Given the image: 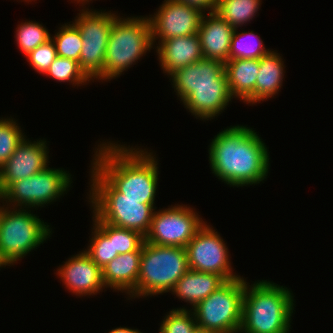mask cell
<instances>
[{
    "label": "cell",
    "mask_w": 333,
    "mask_h": 333,
    "mask_svg": "<svg viewBox=\"0 0 333 333\" xmlns=\"http://www.w3.org/2000/svg\"><path fill=\"white\" fill-rule=\"evenodd\" d=\"M257 132L230 126L212 139L208 153L212 173L229 186L260 184L268 176L269 153Z\"/></svg>",
    "instance_id": "obj_1"
},
{
    "label": "cell",
    "mask_w": 333,
    "mask_h": 333,
    "mask_svg": "<svg viewBox=\"0 0 333 333\" xmlns=\"http://www.w3.org/2000/svg\"><path fill=\"white\" fill-rule=\"evenodd\" d=\"M91 165L124 198L155 204L159 167L153 152L141 148L102 142Z\"/></svg>",
    "instance_id": "obj_2"
},
{
    "label": "cell",
    "mask_w": 333,
    "mask_h": 333,
    "mask_svg": "<svg viewBox=\"0 0 333 333\" xmlns=\"http://www.w3.org/2000/svg\"><path fill=\"white\" fill-rule=\"evenodd\" d=\"M287 287L261 280L249 285L245 279L241 333H289L295 304Z\"/></svg>",
    "instance_id": "obj_3"
},
{
    "label": "cell",
    "mask_w": 333,
    "mask_h": 333,
    "mask_svg": "<svg viewBox=\"0 0 333 333\" xmlns=\"http://www.w3.org/2000/svg\"><path fill=\"white\" fill-rule=\"evenodd\" d=\"M90 204L102 221L117 227L132 229L145 236L156 207L141 204V200L124 198L93 166L91 167Z\"/></svg>",
    "instance_id": "obj_4"
},
{
    "label": "cell",
    "mask_w": 333,
    "mask_h": 333,
    "mask_svg": "<svg viewBox=\"0 0 333 333\" xmlns=\"http://www.w3.org/2000/svg\"><path fill=\"white\" fill-rule=\"evenodd\" d=\"M153 47L148 16H116L111 27L104 60V73L98 78L110 81L136 64Z\"/></svg>",
    "instance_id": "obj_5"
},
{
    "label": "cell",
    "mask_w": 333,
    "mask_h": 333,
    "mask_svg": "<svg viewBox=\"0 0 333 333\" xmlns=\"http://www.w3.org/2000/svg\"><path fill=\"white\" fill-rule=\"evenodd\" d=\"M188 270L185 248L144 242L137 287L128 297L142 298L170 292Z\"/></svg>",
    "instance_id": "obj_6"
},
{
    "label": "cell",
    "mask_w": 333,
    "mask_h": 333,
    "mask_svg": "<svg viewBox=\"0 0 333 333\" xmlns=\"http://www.w3.org/2000/svg\"><path fill=\"white\" fill-rule=\"evenodd\" d=\"M49 227L31 210L6 206L0 219V264L15 265L43 244L52 234Z\"/></svg>",
    "instance_id": "obj_7"
},
{
    "label": "cell",
    "mask_w": 333,
    "mask_h": 333,
    "mask_svg": "<svg viewBox=\"0 0 333 333\" xmlns=\"http://www.w3.org/2000/svg\"><path fill=\"white\" fill-rule=\"evenodd\" d=\"M245 279L227 280L193 309L196 324L215 333H239Z\"/></svg>",
    "instance_id": "obj_8"
},
{
    "label": "cell",
    "mask_w": 333,
    "mask_h": 333,
    "mask_svg": "<svg viewBox=\"0 0 333 333\" xmlns=\"http://www.w3.org/2000/svg\"><path fill=\"white\" fill-rule=\"evenodd\" d=\"M71 176L64 169L47 166L35 175L11 183L0 194V201L13 208H41L68 191L72 183Z\"/></svg>",
    "instance_id": "obj_9"
},
{
    "label": "cell",
    "mask_w": 333,
    "mask_h": 333,
    "mask_svg": "<svg viewBox=\"0 0 333 333\" xmlns=\"http://www.w3.org/2000/svg\"><path fill=\"white\" fill-rule=\"evenodd\" d=\"M80 11L81 14L72 22L80 31L83 40L78 62L85 74L94 81L104 73L107 42L117 14L111 11H92L86 6Z\"/></svg>",
    "instance_id": "obj_10"
},
{
    "label": "cell",
    "mask_w": 333,
    "mask_h": 333,
    "mask_svg": "<svg viewBox=\"0 0 333 333\" xmlns=\"http://www.w3.org/2000/svg\"><path fill=\"white\" fill-rule=\"evenodd\" d=\"M193 210L190 206L175 204L164 210L154 211L145 242L185 248L205 223Z\"/></svg>",
    "instance_id": "obj_11"
},
{
    "label": "cell",
    "mask_w": 333,
    "mask_h": 333,
    "mask_svg": "<svg viewBox=\"0 0 333 333\" xmlns=\"http://www.w3.org/2000/svg\"><path fill=\"white\" fill-rule=\"evenodd\" d=\"M204 225L185 247L189 269L197 272L215 273L226 281L240 275L234 274L228 248L223 238L211 225Z\"/></svg>",
    "instance_id": "obj_12"
},
{
    "label": "cell",
    "mask_w": 333,
    "mask_h": 333,
    "mask_svg": "<svg viewBox=\"0 0 333 333\" xmlns=\"http://www.w3.org/2000/svg\"><path fill=\"white\" fill-rule=\"evenodd\" d=\"M203 11L177 0H164L156 14L148 16L152 43L198 34Z\"/></svg>",
    "instance_id": "obj_13"
},
{
    "label": "cell",
    "mask_w": 333,
    "mask_h": 333,
    "mask_svg": "<svg viewBox=\"0 0 333 333\" xmlns=\"http://www.w3.org/2000/svg\"><path fill=\"white\" fill-rule=\"evenodd\" d=\"M24 140L0 168V194L13 182L25 179L45 169L49 164L46 141Z\"/></svg>",
    "instance_id": "obj_14"
},
{
    "label": "cell",
    "mask_w": 333,
    "mask_h": 333,
    "mask_svg": "<svg viewBox=\"0 0 333 333\" xmlns=\"http://www.w3.org/2000/svg\"><path fill=\"white\" fill-rule=\"evenodd\" d=\"M57 271L65 288L80 297L95 295L105 289L102 268L85 251L70 257Z\"/></svg>",
    "instance_id": "obj_15"
},
{
    "label": "cell",
    "mask_w": 333,
    "mask_h": 333,
    "mask_svg": "<svg viewBox=\"0 0 333 333\" xmlns=\"http://www.w3.org/2000/svg\"><path fill=\"white\" fill-rule=\"evenodd\" d=\"M177 97L183 101L195 87L228 86L225 64L202 58L195 64L176 70L170 75Z\"/></svg>",
    "instance_id": "obj_16"
},
{
    "label": "cell",
    "mask_w": 333,
    "mask_h": 333,
    "mask_svg": "<svg viewBox=\"0 0 333 333\" xmlns=\"http://www.w3.org/2000/svg\"><path fill=\"white\" fill-rule=\"evenodd\" d=\"M209 15V16H208ZM203 14L198 37L203 58L214 59L226 63L234 28L214 11Z\"/></svg>",
    "instance_id": "obj_17"
},
{
    "label": "cell",
    "mask_w": 333,
    "mask_h": 333,
    "mask_svg": "<svg viewBox=\"0 0 333 333\" xmlns=\"http://www.w3.org/2000/svg\"><path fill=\"white\" fill-rule=\"evenodd\" d=\"M155 48L160 66L168 76L203 58L197 34L163 40Z\"/></svg>",
    "instance_id": "obj_18"
},
{
    "label": "cell",
    "mask_w": 333,
    "mask_h": 333,
    "mask_svg": "<svg viewBox=\"0 0 333 333\" xmlns=\"http://www.w3.org/2000/svg\"><path fill=\"white\" fill-rule=\"evenodd\" d=\"M142 251L119 254L103 268L106 288L130 294L137 287Z\"/></svg>",
    "instance_id": "obj_19"
},
{
    "label": "cell",
    "mask_w": 333,
    "mask_h": 333,
    "mask_svg": "<svg viewBox=\"0 0 333 333\" xmlns=\"http://www.w3.org/2000/svg\"><path fill=\"white\" fill-rule=\"evenodd\" d=\"M233 100L229 86H205L195 87L182 102L188 112L196 119L204 121L215 118Z\"/></svg>",
    "instance_id": "obj_20"
},
{
    "label": "cell",
    "mask_w": 333,
    "mask_h": 333,
    "mask_svg": "<svg viewBox=\"0 0 333 333\" xmlns=\"http://www.w3.org/2000/svg\"><path fill=\"white\" fill-rule=\"evenodd\" d=\"M259 59H235L225 63L228 86L233 98L255 104V83L259 73Z\"/></svg>",
    "instance_id": "obj_21"
},
{
    "label": "cell",
    "mask_w": 333,
    "mask_h": 333,
    "mask_svg": "<svg viewBox=\"0 0 333 333\" xmlns=\"http://www.w3.org/2000/svg\"><path fill=\"white\" fill-rule=\"evenodd\" d=\"M226 280L215 273L188 270L172 289V294L182 301L190 303L192 309L212 292L222 286Z\"/></svg>",
    "instance_id": "obj_22"
},
{
    "label": "cell",
    "mask_w": 333,
    "mask_h": 333,
    "mask_svg": "<svg viewBox=\"0 0 333 333\" xmlns=\"http://www.w3.org/2000/svg\"><path fill=\"white\" fill-rule=\"evenodd\" d=\"M259 73L255 83V104L276 95L283 82L284 61L280 54L270 51L260 59Z\"/></svg>",
    "instance_id": "obj_23"
},
{
    "label": "cell",
    "mask_w": 333,
    "mask_h": 333,
    "mask_svg": "<svg viewBox=\"0 0 333 333\" xmlns=\"http://www.w3.org/2000/svg\"><path fill=\"white\" fill-rule=\"evenodd\" d=\"M260 4L261 0H217L214 12L238 29L253 19Z\"/></svg>",
    "instance_id": "obj_24"
},
{
    "label": "cell",
    "mask_w": 333,
    "mask_h": 333,
    "mask_svg": "<svg viewBox=\"0 0 333 333\" xmlns=\"http://www.w3.org/2000/svg\"><path fill=\"white\" fill-rule=\"evenodd\" d=\"M92 217L93 223L109 239H113L114 253L123 254L132 251H142L145 236L140 232L102 222L94 213Z\"/></svg>",
    "instance_id": "obj_25"
},
{
    "label": "cell",
    "mask_w": 333,
    "mask_h": 333,
    "mask_svg": "<svg viewBox=\"0 0 333 333\" xmlns=\"http://www.w3.org/2000/svg\"><path fill=\"white\" fill-rule=\"evenodd\" d=\"M237 30L238 29H234L232 35L229 60L260 59L271 51L265 48L261 38H259L253 31L239 33ZM253 38H255L256 41L253 40Z\"/></svg>",
    "instance_id": "obj_26"
},
{
    "label": "cell",
    "mask_w": 333,
    "mask_h": 333,
    "mask_svg": "<svg viewBox=\"0 0 333 333\" xmlns=\"http://www.w3.org/2000/svg\"><path fill=\"white\" fill-rule=\"evenodd\" d=\"M56 33L51 39L54 42L57 56L79 61L83 40L78 28L73 23H65Z\"/></svg>",
    "instance_id": "obj_27"
},
{
    "label": "cell",
    "mask_w": 333,
    "mask_h": 333,
    "mask_svg": "<svg viewBox=\"0 0 333 333\" xmlns=\"http://www.w3.org/2000/svg\"><path fill=\"white\" fill-rule=\"evenodd\" d=\"M45 75L51 76L60 83L69 82L75 86L85 85L92 81L81 69L78 61L59 56L55 58Z\"/></svg>",
    "instance_id": "obj_28"
},
{
    "label": "cell",
    "mask_w": 333,
    "mask_h": 333,
    "mask_svg": "<svg viewBox=\"0 0 333 333\" xmlns=\"http://www.w3.org/2000/svg\"><path fill=\"white\" fill-rule=\"evenodd\" d=\"M16 28V42L20 50L25 55H28L32 50L36 49L39 45L44 44L51 39L48 30L36 21H25L17 25Z\"/></svg>",
    "instance_id": "obj_29"
},
{
    "label": "cell",
    "mask_w": 333,
    "mask_h": 333,
    "mask_svg": "<svg viewBox=\"0 0 333 333\" xmlns=\"http://www.w3.org/2000/svg\"><path fill=\"white\" fill-rule=\"evenodd\" d=\"M19 127L12 117L0 119V168L26 137Z\"/></svg>",
    "instance_id": "obj_30"
},
{
    "label": "cell",
    "mask_w": 333,
    "mask_h": 333,
    "mask_svg": "<svg viewBox=\"0 0 333 333\" xmlns=\"http://www.w3.org/2000/svg\"><path fill=\"white\" fill-rule=\"evenodd\" d=\"M91 242L84 251L101 268L119 254L114 253L113 239H109L94 223Z\"/></svg>",
    "instance_id": "obj_31"
},
{
    "label": "cell",
    "mask_w": 333,
    "mask_h": 333,
    "mask_svg": "<svg viewBox=\"0 0 333 333\" xmlns=\"http://www.w3.org/2000/svg\"><path fill=\"white\" fill-rule=\"evenodd\" d=\"M196 327L192 310L180 307L169 311L160 325L159 333H192Z\"/></svg>",
    "instance_id": "obj_32"
},
{
    "label": "cell",
    "mask_w": 333,
    "mask_h": 333,
    "mask_svg": "<svg viewBox=\"0 0 333 333\" xmlns=\"http://www.w3.org/2000/svg\"><path fill=\"white\" fill-rule=\"evenodd\" d=\"M29 64L38 73L45 75L50 68V65L57 57L56 48L52 39H49L44 44L39 45L26 55Z\"/></svg>",
    "instance_id": "obj_33"
},
{
    "label": "cell",
    "mask_w": 333,
    "mask_h": 333,
    "mask_svg": "<svg viewBox=\"0 0 333 333\" xmlns=\"http://www.w3.org/2000/svg\"><path fill=\"white\" fill-rule=\"evenodd\" d=\"M177 1L196 7L201 11H203L204 13H206L205 10L209 12L214 11L217 2V0H177Z\"/></svg>",
    "instance_id": "obj_34"
},
{
    "label": "cell",
    "mask_w": 333,
    "mask_h": 333,
    "mask_svg": "<svg viewBox=\"0 0 333 333\" xmlns=\"http://www.w3.org/2000/svg\"><path fill=\"white\" fill-rule=\"evenodd\" d=\"M108 333H142V332L138 329H131L128 327H117L115 329H112Z\"/></svg>",
    "instance_id": "obj_35"
},
{
    "label": "cell",
    "mask_w": 333,
    "mask_h": 333,
    "mask_svg": "<svg viewBox=\"0 0 333 333\" xmlns=\"http://www.w3.org/2000/svg\"><path fill=\"white\" fill-rule=\"evenodd\" d=\"M192 333H215V332H212L210 330H207V329H204V328H200V327H196Z\"/></svg>",
    "instance_id": "obj_36"
},
{
    "label": "cell",
    "mask_w": 333,
    "mask_h": 333,
    "mask_svg": "<svg viewBox=\"0 0 333 333\" xmlns=\"http://www.w3.org/2000/svg\"><path fill=\"white\" fill-rule=\"evenodd\" d=\"M75 1H77L76 3H79V5H80V3L84 5L85 3L87 4L89 1H92V0H74V2Z\"/></svg>",
    "instance_id": "obj_37"
},
{
    "label": "cell",
    "mask_w": 333,
    "mask_h": 333,
    "mask_svg": "<svg viewBox=\"0 0 333 333\" xmlns=\"http://www.w3.org/2000/svg\"><path fill=\"white\" fill-rule=\"evenodd\" d=\"M4 208H5L4 204L2 206H0V219H1L2 213L4 211Z\"/></svg>",
    "instance_id": "obj_38"
}]
</instances>
